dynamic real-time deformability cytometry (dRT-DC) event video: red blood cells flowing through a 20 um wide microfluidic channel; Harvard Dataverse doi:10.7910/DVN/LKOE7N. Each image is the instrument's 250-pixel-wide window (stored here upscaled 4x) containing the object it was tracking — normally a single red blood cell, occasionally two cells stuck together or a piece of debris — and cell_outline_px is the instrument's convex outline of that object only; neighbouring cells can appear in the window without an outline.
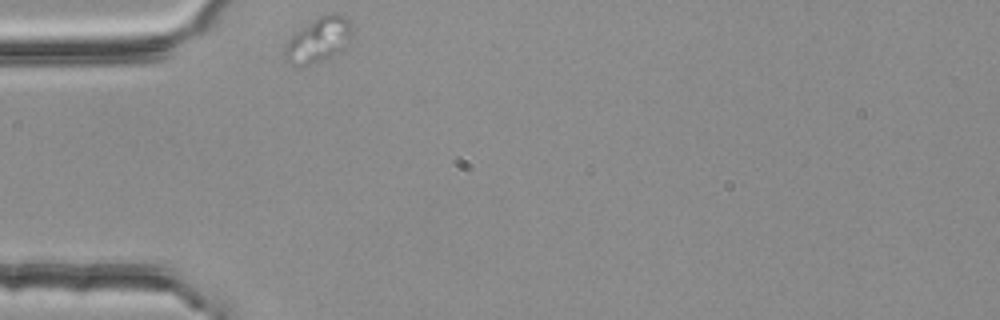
{"species": "common noctule bat (a hibernating species)", "species_latin": "Nyctalus noctula", "temperature_condition": "room temperature", "stored_images_in_passage": 1, "camera_frame_rate_fps": 3000, "um_per_image_px": 0.085, "animal": {"sex": "female", "body_mass_g": 25.1}, "frame": {"image": 1, "passage_image": 1, "time_ms": 0.0, "image_size_px": [1000, 320], "cell_outline_px": [[352, 32], [344, 48], [320, 60], [308, 64], [292, 64], [284, 60], [284, 48], [288, 40], [296, 32], [320, 16], [332, 12], [348, 20]], "centroid_in_image_um": [27.03, 3.38], "position_along_channel_um": 58.0, "area_um2": 16.7}}